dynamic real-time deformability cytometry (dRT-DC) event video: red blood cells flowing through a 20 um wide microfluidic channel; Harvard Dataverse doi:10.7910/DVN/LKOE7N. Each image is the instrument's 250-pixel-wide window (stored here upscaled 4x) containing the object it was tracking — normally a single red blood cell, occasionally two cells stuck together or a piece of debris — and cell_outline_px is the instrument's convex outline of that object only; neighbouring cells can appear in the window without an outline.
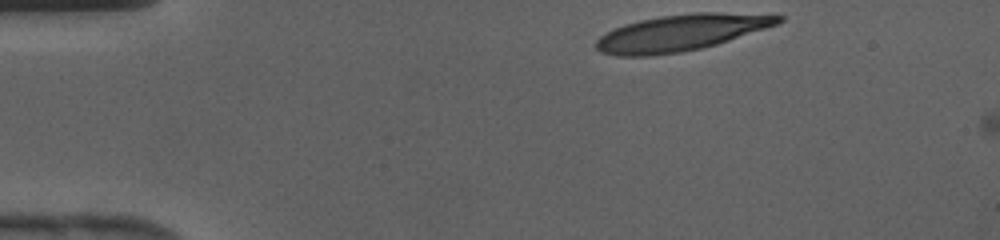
{"species": "human", "species_latin": "Homo sapiens", "temperature_condition": "cold", "stored_images_in_passage": 3, "camera_frame_rate_fps": 3000, "um_per_image_px": 0.085, "donor": {"sex": "female"}, "frame": {"image": 1, "passage_image": 1, "time_ms": 0.0, "image_size_px": [1000, 240], "cell_outline_px": [[784, 20], [776, 24], [716, 44], [700, 48], [680, 52], [652, 56], [616, 56], [600, 52], [596, 48], [596, 40], [600, 36], [624, 24], [640, 20], [660, 16], [696, 12], [720, 12], [784, 16]], "centroid_in_image_um": [57.82, 2.78], "position_along_channel_um": 27.2, "area_um2": 38.09}}